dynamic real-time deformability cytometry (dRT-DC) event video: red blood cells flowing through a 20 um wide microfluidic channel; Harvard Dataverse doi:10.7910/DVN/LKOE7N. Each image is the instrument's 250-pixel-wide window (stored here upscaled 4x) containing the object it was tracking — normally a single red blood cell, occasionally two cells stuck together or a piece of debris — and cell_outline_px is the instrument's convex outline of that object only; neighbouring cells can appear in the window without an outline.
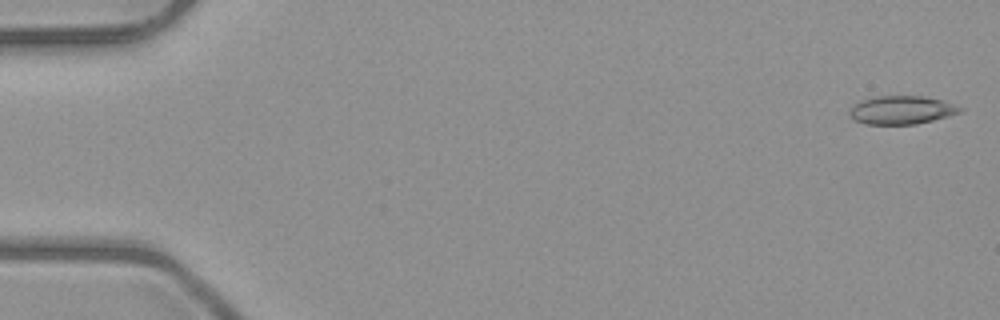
{"species": "common noctule bat (a hibernating species)", "species_latin": "Nyctalus noctula", "temperature_condition": "room temperature", "stored_images_in_passage": 5, "camera_frame_rate_fps": 3000, "um_per_image_px": 0.085, "animal": {"sex": "male", "body_mass_g": 23.1, "forearm_length_mm": 52.7}, "frame": {"image": 1, "passage_image": 1, "time_ms": 0.0, "image_size_px": [1000, 320], "cell_outline_px": [[964, 108], [960, 112], [948, 116], [916, 124], [864, 124], [852, 120], [848, 112], [852, 104], [860, 100], [872, 96], [924, 96], [940, 100]], "centroid_in_image_um": [76.54, 9.35], "position_along_channel_um": 8.5, "area_um2": 18.38}}
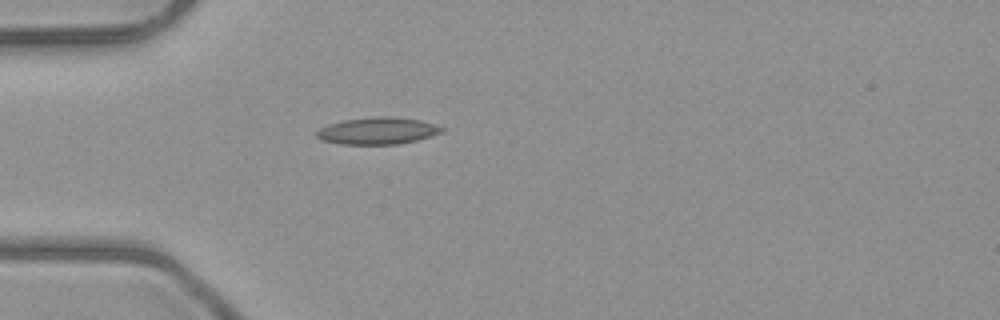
{"frame": {"image": 2, "passage_image": 5, "time_ms": 4.667, "image_size_px": [1000, 320], "cell_outline_px": [[444, 132], [432, 136], [416, 140], [396, 144], [340, 144], [320, 140], [316, 136], [316, 132], [320, 128], [328, 124], [344, 120], [376, 116], [392, 116], [420, 120], [444, 128]], "centroid_in_image_um": [32.08, 11.12], "position_along_channel_um": 52.9, "area_um2": 19.65}}